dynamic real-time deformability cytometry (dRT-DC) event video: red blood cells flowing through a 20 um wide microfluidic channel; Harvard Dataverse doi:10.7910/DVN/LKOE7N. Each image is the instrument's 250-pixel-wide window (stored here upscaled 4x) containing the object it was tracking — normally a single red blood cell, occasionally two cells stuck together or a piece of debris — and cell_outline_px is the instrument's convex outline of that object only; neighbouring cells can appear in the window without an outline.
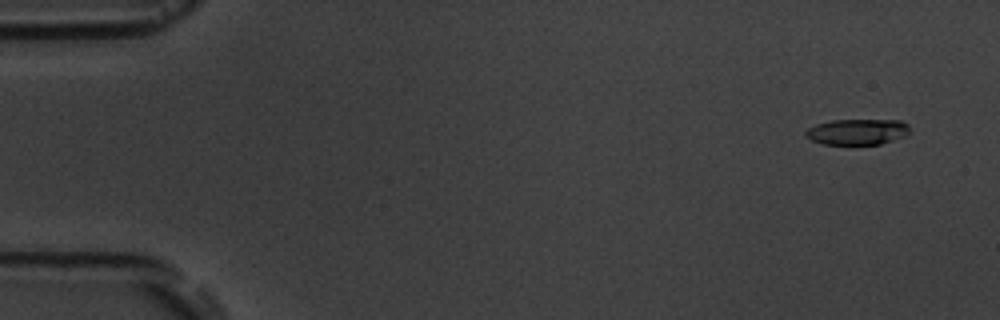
{"species": "common noctule bat (a hibernating species)", "species_latin": "Nyctalus noctula", "temperature_condition": "room temperature", "stored_images_in_passage": 5, "camera_frame_rate_fps": 3000, "um_per_image_px": 0.085, "animal": {"sex": "male", "body_mass_g": 19.5, "forearm_length_mm": 54.6}, "frame": {"image": 1, "passage_image": 1, "time_ms": 0.0, "image_size_px": [1000, 320], "cell_outline_px": [[908, 132], [904, 136], [880, 144], [824, 144], [812, 140], [804, 136], [804, 132], [808, 128], [816, 124], [832, 120], [900, 120], [908, 124]], "centroid_in_image_um": [72.83, 11.19], "position_along_channel_um": 12.2, "area_um2": 15.55}}
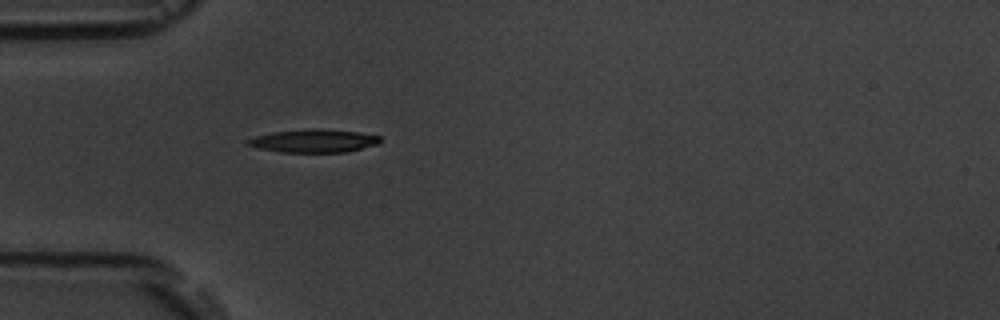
{"frame": {"image": 2, "passage_image": 5, "time_ms": 4.667, "image_size_px": [1000, 320], "cell_outline_px": [[380, 140], [376, 144], [348, 152], [280, 152], [256, 148], [248, 144], [244, 140], [256, 136], [272, 132], [312, 128], [320, 128], [356, 132], [380, 136]], "centroid_in_image_um": [26.62, 11.97], "position_along_channel_um": 58.4, "area_um2": 17.8}}